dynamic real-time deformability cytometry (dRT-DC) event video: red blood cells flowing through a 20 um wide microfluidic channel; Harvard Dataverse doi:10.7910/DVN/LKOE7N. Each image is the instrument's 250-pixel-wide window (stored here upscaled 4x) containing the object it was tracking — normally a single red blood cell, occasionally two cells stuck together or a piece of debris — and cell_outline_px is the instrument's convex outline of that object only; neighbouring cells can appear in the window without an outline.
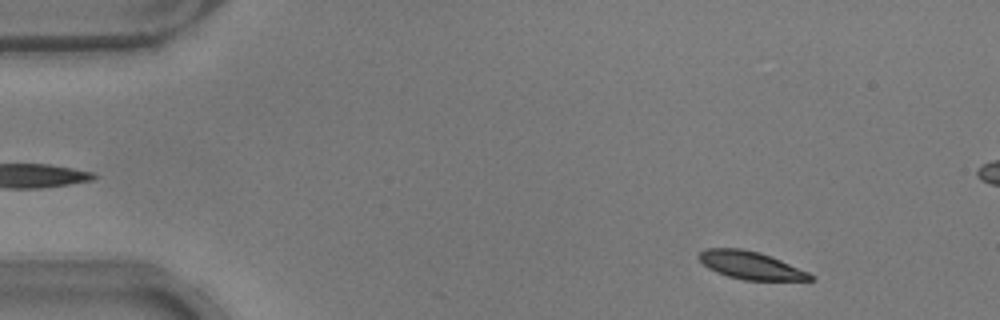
{"species": "common noctule bat (a hibernating species)", "species_latin": "Nyctalus noctula", "temperature_condition": "warm", "stored_images_in_passage": 52, "segment_of_instrument_passage": [1, 2], "camera_frame_rate_fps": 3000, "um_per_image_px": 0.085, "animal": {"sex": "male", "body_mass_g": 17.9}, "frame": {"image": 1, "passage_image": 4, "time_ms": 1.0, "image_size_px": [1000, 320], "cell_outline_px": [[816, 276], [812, 280], [744, 280], [728, 276], [716, 272], [708, 268], [696, 256], [700, 252], [708, 248], [740, 248], [760, 252], [780, 260], [808, 272]], "centroid_in_image_um": [63.79, 22.55], "position_along_channel_um": 21.2, "area_um2": 17.92}}
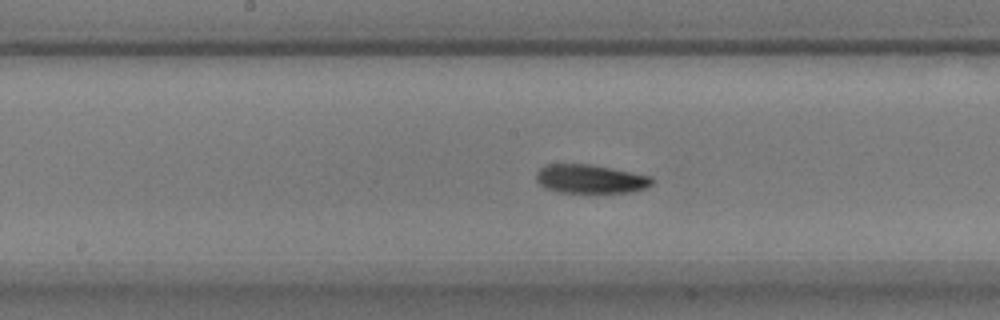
{"frame": {"image": 2, "passage_image": 25, "time_ms": 8.0, "image_size_px": [1000, 320], "cell_outline_px": [[656, 180], [648, 188], [628, 192], [556, 192], [544, 188], [536, 180], [536, 172], [544, 164], [588, 164], [612, 168], [652, 176]], "centroid_in_image_um": [50.19, 15.21], "position_along_channel_um": 198.0, "area_um2": 19.59}}
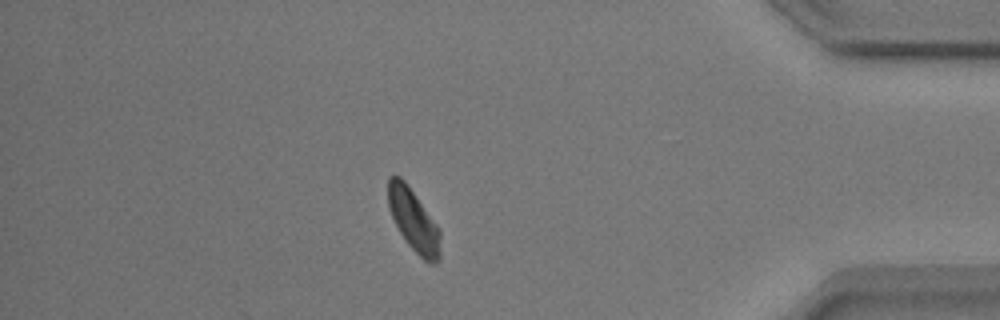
{"frame": {"image": 3, "passage_image": 44, "time_ms": 14.333, "image_size_px": [1000, 320], "cell_outline_px": [[440, 260], [432, 264], [428, 264], [404, 240], [388, 208], [388, 176], [400, 176], [404, 180], [440, 228]], "centroid_in_image_um": [35.17, 18.75], "position_along_channel_um": 400.0, "area_um2": 18.9}}